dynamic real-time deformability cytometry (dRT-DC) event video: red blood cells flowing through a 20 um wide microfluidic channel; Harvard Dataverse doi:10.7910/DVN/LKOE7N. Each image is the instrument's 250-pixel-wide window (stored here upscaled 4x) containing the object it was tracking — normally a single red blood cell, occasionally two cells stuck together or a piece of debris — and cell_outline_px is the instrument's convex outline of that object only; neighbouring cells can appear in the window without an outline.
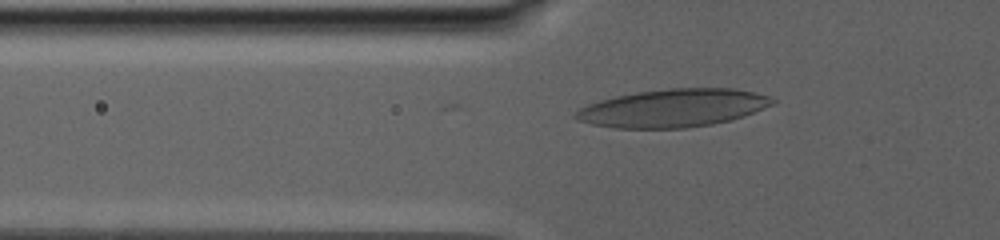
{"species": "human", "species_latin": "Homo sapiens", "temperature_condition": "warm", "stored_images_in_passage": 45, "camera_frame_rate_fps": 3000, "um_per_image_px": 0.085, "donor": {"sex": "male"}, "frame": {"image": 1, "passage_image": 38, "time_ms": 10.667, "image_size_px": [1000, 240], "cell_outline_px": [[776, 104], [744, 116], [732, 120], [712, 124], [684, 128], [616, 128], [592, 124], [580, 120], [572, 116], [580, 108], [588, 104], [600, 100], [616, 96], [636, 92], [668, 88], [736, 88], [756, 92], [772, 96], [776, 100]], "centroid_in_image_um": [57.29, 9.17], "position_along_channel_um": 68.5, "area_um2": 43.81}}
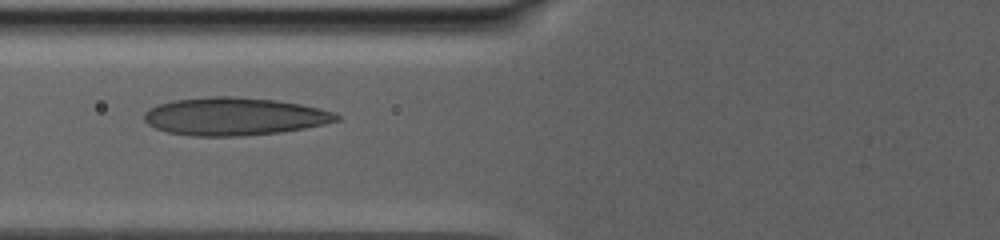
{"frame": {"image": 2, "passage_image": 44, "time_ms": 12.333, "image_size_px": [1000, 240], "cell_outline_px": [[340, 120], [324, 124], [304, 128], [280, 132], [240, 136], [192, 136], [168, 132], [156, 128], [148, 124], [144, 120], [144, 112], [148, 108], [172, 100], [212, 96], [232, 96], [276, 100], [300, 104], [320, 108], [332, 112], [340, 116]], "centroid_in_image_um": [19.9, 9.89], "position_along_channel_um": 105.9, "area_um2": 42.37}}